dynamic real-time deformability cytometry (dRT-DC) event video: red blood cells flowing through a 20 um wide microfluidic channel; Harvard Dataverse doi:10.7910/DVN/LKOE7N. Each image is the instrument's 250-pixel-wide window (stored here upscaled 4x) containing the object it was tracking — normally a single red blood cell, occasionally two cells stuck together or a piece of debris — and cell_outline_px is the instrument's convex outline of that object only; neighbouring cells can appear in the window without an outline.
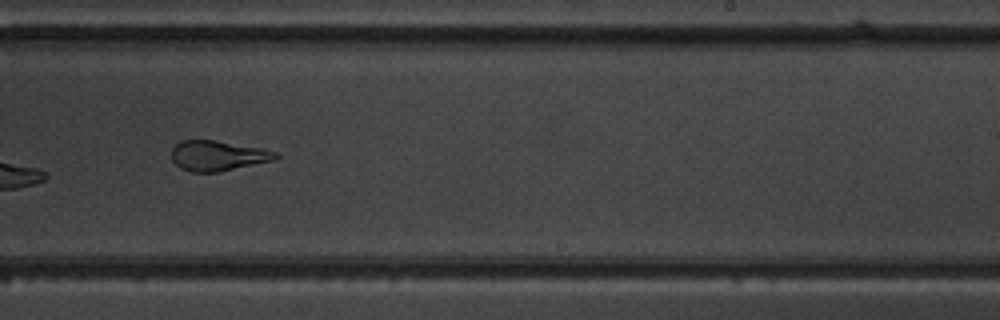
{"species": "common noctule bat (a hibernating species)", "species_latin": "Nyctalus noctula", "temperature_condition": "warm", "stored_images_in_passage": 15, "camera_frame_rate_fps": 3000, "um_per_image_px": 0.085, "animal": {"sex": "male", "body_mass_g": 19.5, "forearm_length_mm": 54.6}, "frame": {"image": 1, "passage_image": 9, "time_ms": 9.333, "image_size_px": [1000, 320], "cell_outline_px": [[280, 156], [276, 160], [220, 172], [192, 172], [180, 168], [172, 160], [172, 148], [180, 140], [216, 140], [264, 148], [276, 152]], "centroid_in_image_um": [18.55, 13.23], "position_along_channel_um": 270.5, "area_um2": 18.61}}
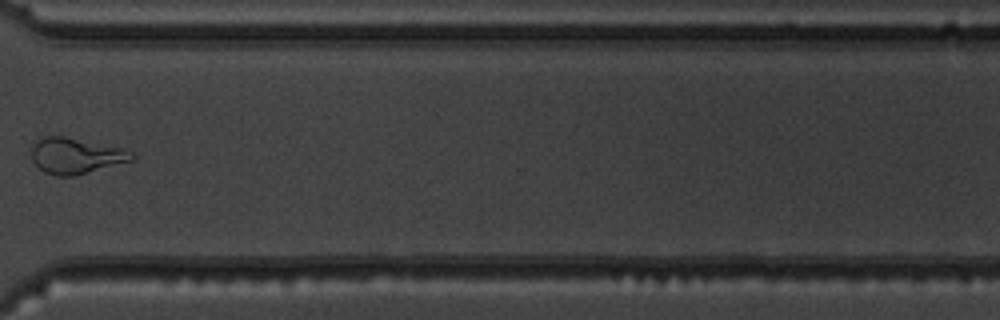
{"frame": {"image": 2, "passage_image": 11, "time_ms": 11.667, "image_size_px": [1000, 320], "cell_outline_px": [[136, 160], [72, 176], [56, 176], [44, 172], [32, 160], [32, 148], [36, 140], [44, 136], [64, 136], [124, 148], [132, 152], [136, 156]], "centroid_in_image_um": [6.48, 13.23], "position_along_channel_um": 364.1, "area_um2": 21.04}}